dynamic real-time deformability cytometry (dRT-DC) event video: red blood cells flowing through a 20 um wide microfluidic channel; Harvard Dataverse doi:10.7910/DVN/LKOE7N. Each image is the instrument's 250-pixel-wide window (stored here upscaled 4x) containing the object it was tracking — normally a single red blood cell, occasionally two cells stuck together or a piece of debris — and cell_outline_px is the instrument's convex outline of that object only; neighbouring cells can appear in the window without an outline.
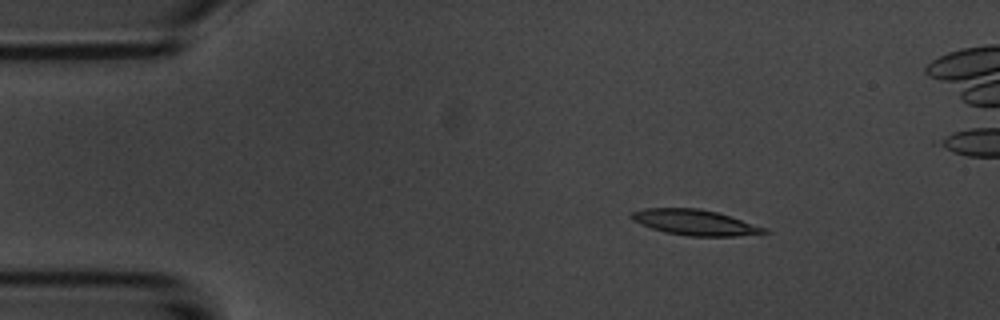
{"species": "common noctule bat (a hibernating species)", "species_latin": "Nyctalus noctula", "temperature_condition": "room temperature", "stored_images_in_passage": 5, "camera_frame_rate_fps": 3000, "um_per_image_px": 0.085, "animal": {"sex": "male", "body_mass_g": 20.1, "forearm_length_mm": 53.5}, "frame": {"image": 1, "passage_image": 2, "time_ms": 1.333, "image_size_px": [1000, 320], "cell_outline_px": [[772, 232], [736, 236], [688, 236], [664, 232], [640, 224], [632, 220], [628, 216], [632, 212], [644, 208], [700, 208], [716, 212], [768, 228]], "centroid_in_image_um": [59.06, 18.91], "position_along_channel_um": 25.9, "area_um2": 19.83}}